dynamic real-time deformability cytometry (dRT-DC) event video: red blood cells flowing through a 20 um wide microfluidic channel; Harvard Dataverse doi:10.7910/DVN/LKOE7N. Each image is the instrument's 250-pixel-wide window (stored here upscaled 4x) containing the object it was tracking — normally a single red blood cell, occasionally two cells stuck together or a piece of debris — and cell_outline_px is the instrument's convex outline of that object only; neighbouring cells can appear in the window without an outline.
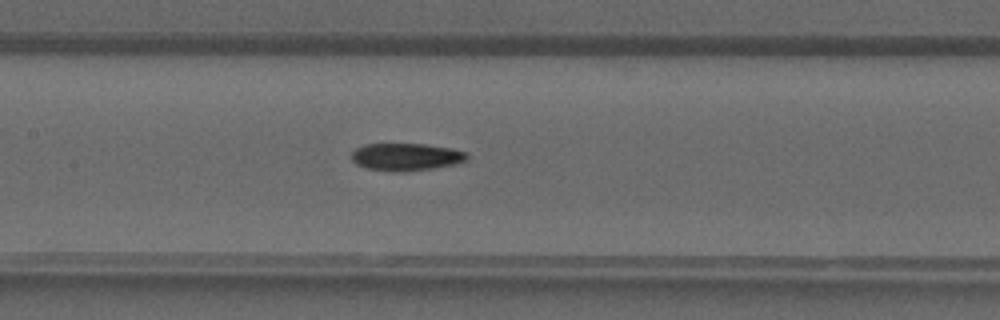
{"species": "common noctule bat (a hibernating species)", "species_latin": "Nyctalus noctula", "temperature_condition": "warm", "stored_images_in_passage": 40, "camera_frame_rate_fps": 3000, "um_per_image_px": 0.085, "animal": {"sex": "male", "forearm_length_mm": 52.5}, "frame": {"image": 1, "passage_image": 19, "time_ms": 6.0, "image_size_px": [1000, 320], "cell_outline_px": [[468, 160], [456, 164], [432, 168], [404, 172], [392, 172], [368, 168], [356, 164], [352, 160], [352, 152], [356, 148], [364, 144], [424, 144], [452, 148], [468, 152]], "centroid_in_image_um": [34.54, 13.33], "position_along_channel_um": 172.9, "area_um2": 18.61}}
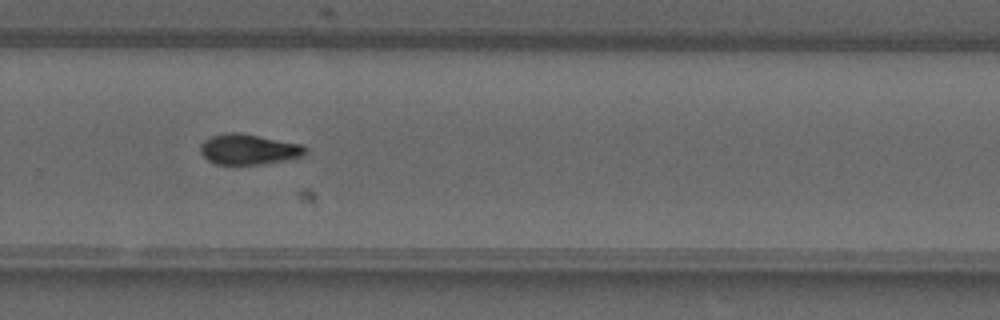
{"frame": {"image": 2, "passage_image": 27, "time_ms": 8.667, "image_size_px": [1000, 320], "cell_outline_px": [[308, 152], [304, 156], [268, 164], [216, 164], [208, 160], [200, 152], [200, 144], [204, 140], [212, 136], [224, 132], [240, 132], [300, 144], [308, 148]], "centroid_in_image_um": [21.15, 12.69], "position_along_channel_um": 308.6, "area_um2": 18.84}}
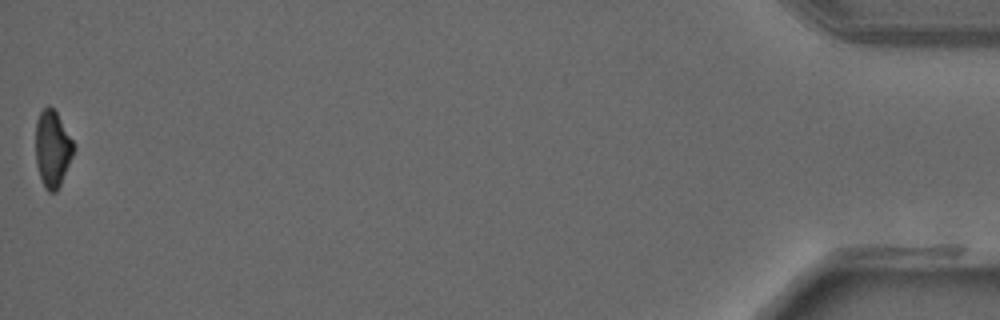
{"frame": {"image": 3, "passage_image": 40, "time_ms": 13.0, "image_size_px": [1000, 320], "cell_outline_px": [[76, 148], [60, 184], [56, 192], [48, 192], [44, 188], [36, 164], [36, 120], [40, 112], [48, 104], [56, 112], [72, 140]], "centroid_in_image_um": [4.45, 12.65], "position_along_channel_um": 430.7, "area_um2": 16.82}}